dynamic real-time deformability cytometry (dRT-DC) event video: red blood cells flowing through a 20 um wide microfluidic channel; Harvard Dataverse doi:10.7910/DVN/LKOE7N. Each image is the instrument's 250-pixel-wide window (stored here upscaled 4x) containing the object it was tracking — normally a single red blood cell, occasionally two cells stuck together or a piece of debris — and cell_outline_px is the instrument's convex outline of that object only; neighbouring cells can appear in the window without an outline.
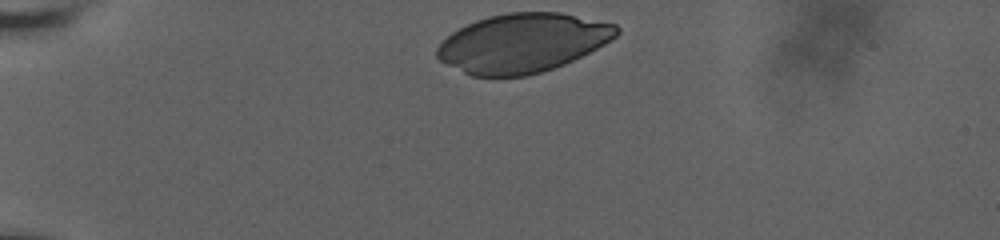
{"species": "human", "species_latin": "Homo sapiens", "temperature_condition": "room temperature", "stored_images_in_passage": 64, "camera_frame_rate_fps": 3000, "um_per_image_px": 0.085, "donor": {"sex": "male"}, "frame": {"image": 1, "passage_image": 1, "time_ms": 0.0, "image_size_px": [1000, 240], "cell_outline_px": [[620, 32], [616, 36], [604, 44], [564, 64], [540, 72], [524, 76], [472, 76], [440, 60], [436, 56], [436, 48], [452, 32], [476, 20], [488, 16], [508, 12], [560, 12], [616, 24], [620, 28]], "centroid_in_image_um": [44.43, 3.64], "position_along_channel_um": 40.6, "area_um2": 61.09}}